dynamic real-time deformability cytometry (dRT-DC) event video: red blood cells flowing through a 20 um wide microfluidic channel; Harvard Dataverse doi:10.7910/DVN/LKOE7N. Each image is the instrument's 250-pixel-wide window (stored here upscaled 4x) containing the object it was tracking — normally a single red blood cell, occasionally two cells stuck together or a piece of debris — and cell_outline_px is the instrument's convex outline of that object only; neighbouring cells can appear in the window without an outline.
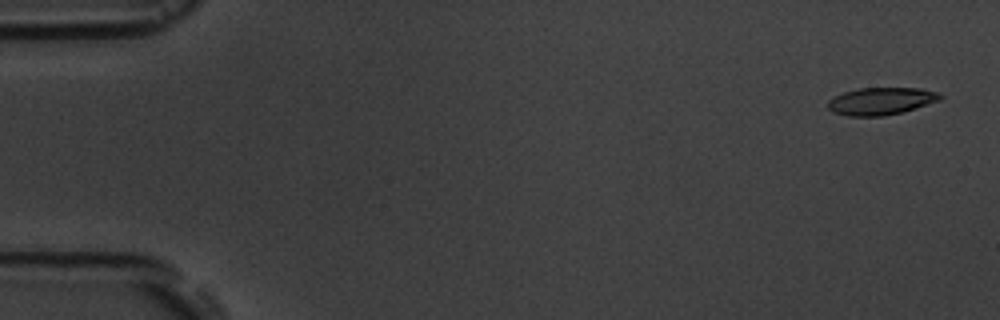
{"species": "common noctule bat (a hibernating species)", "species_latin": "Nyctalus noctula", "temperature_condition": "room temperature", "stored_images_in_passage": 4, "camera_frame_rate_fps": 3000, "um_per_image_px": 0.085, "animal": {"sex": "male", "body_mass_g": 19.5, "forearm_length_mm": 54.6}, "frame": {"image": 1, "passage_image": 1, "time_ms": 0.0, "image_size_px": [1000, 320], "cell_outline_px": [[944, 96], [940, 100], [904, 112], [884, 116], [848, 116], [832, 112], [828, 108], [828, 100], [844, 92], [860, 88], [920, 88], [936, 92]], "centroid_in_image_um": [74.89, 8.6], "position_along_channel_um": 10.1, "area_um2": 17.92}}
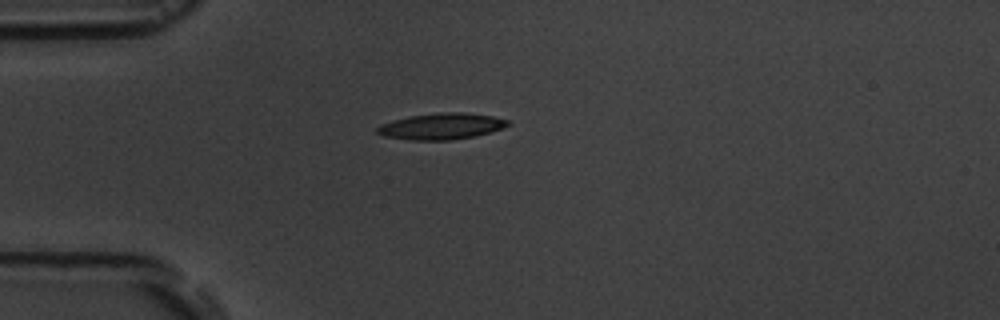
{"frame": {"image": 2, "passage_image": 4, "time_ms": 4.333, "image_size_px": [1000, 320], "cell_outline_px": [[512, 124], [492, 132], [452, 140], [408, 140], [384, 136], [376, 132], [376, 128], [380, 124], [412, 116], [440, 112], [464, 112], [492, 116], [508, 120]], "centroid_in_image_um": [37.54, 10.74], "position_along_channel_um": 47.5, "area_um2": 19.88}}